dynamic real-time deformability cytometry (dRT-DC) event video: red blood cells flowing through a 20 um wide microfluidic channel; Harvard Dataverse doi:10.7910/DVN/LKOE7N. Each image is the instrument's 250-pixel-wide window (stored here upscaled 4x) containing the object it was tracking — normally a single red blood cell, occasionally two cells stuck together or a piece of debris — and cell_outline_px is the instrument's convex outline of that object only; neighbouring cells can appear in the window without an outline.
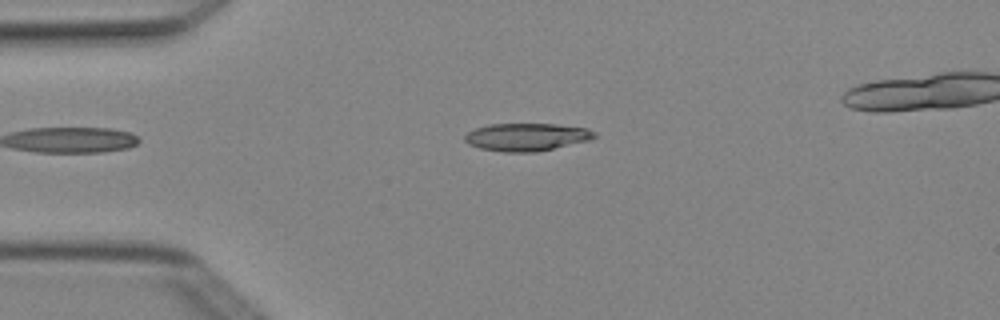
{"species": "Egyptian fruit bat (a non-hibernating species)", "species_latin": "Rousettus aegyptiacus", "temperature_condition": "cold", "stored_images_in_passage": 2, "camera_frame_rate_fps": 3000, "um_per_image_px": 0.085, "animal": {"sex": "female"}, "frame": {"image": 1, "passage_image": 2, "time_ms": 0.333, "image_size_px": [1000, 320], "cell_outline_px": [[596, 136], [592, 140], [536, 152], [504, 152], [480, 148], [468, 144], [464, 140], [464, 136], [468, 132], [476, 128], [488, 124], [556, 124], [588, 128], [596, 132]], "centroid_in_image_um": [44.79, 11.64], "position_along_channel_um": 40.2, "area_um2": 21.1}}